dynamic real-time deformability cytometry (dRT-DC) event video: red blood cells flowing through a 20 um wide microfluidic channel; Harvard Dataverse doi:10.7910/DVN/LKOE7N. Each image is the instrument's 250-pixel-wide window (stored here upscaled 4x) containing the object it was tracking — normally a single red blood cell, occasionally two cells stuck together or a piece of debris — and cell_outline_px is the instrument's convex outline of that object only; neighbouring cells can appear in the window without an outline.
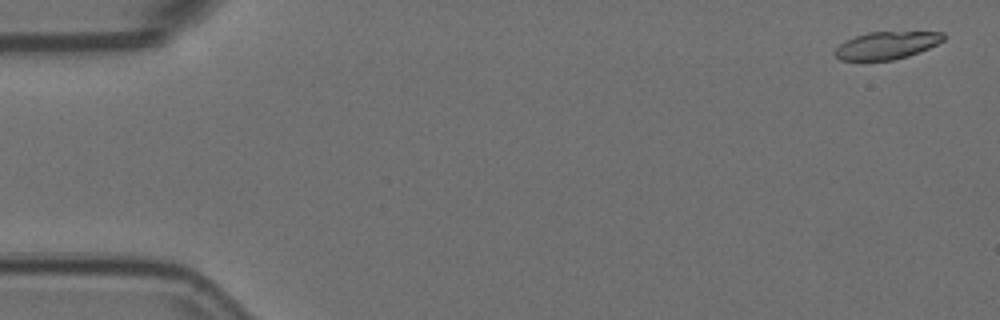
{"species": "Egyptian fruit bat (a non-hibernating species)", "species_latin": "Rousettus aegyptiacus", "temperature_condition": "room temperature", "stored_images_in_passage": 54, "camera_frame_rate_fps": 3000, "um_per_image_px": 0.085, "animal": {"sex": "female"}, "frame": {"image": 1, "passage_image": 2, "time_ms": 0.333, "image_size_px": [1000, 320], "cell_outline_px": [[944, 40], [928, 48], [908, 56], [892, 60], [840, 60], [832, 52], [840, 44], [856, 36], [868, 32], [944, 32]], "centroid_in_image_um": [75.35, 3.86], "position_along_channel_um": 9.6, "area_um2": 17.17}}
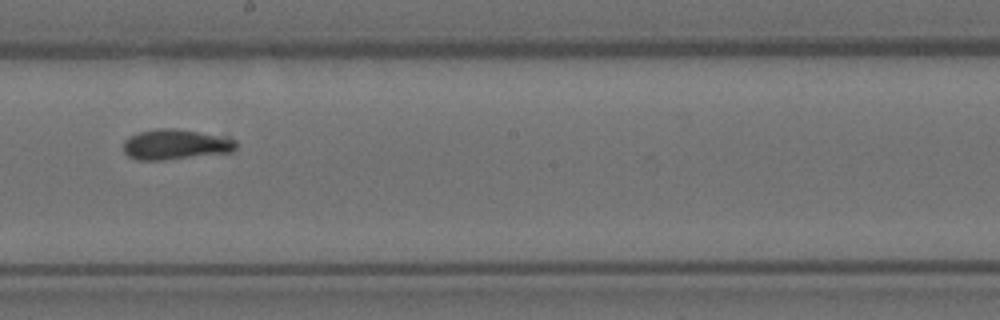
{"frame": {"image": 2, "passage_image": 32, "time_ms": 10.333, "image_size_px": [1000, 320], "cell_outline_px": [[236, 148], [232, 152], [164, 160], [136, 160], [128, 156], [124, 152], [124, 140], [128, 136], [140, 132], [156, 128], [176, 128], [228, 136], [236, 140]], "centroid_in_image_um": [14.94, 12.27], "position_along_channel_um": 233.3, "area_um2": 20.23}}
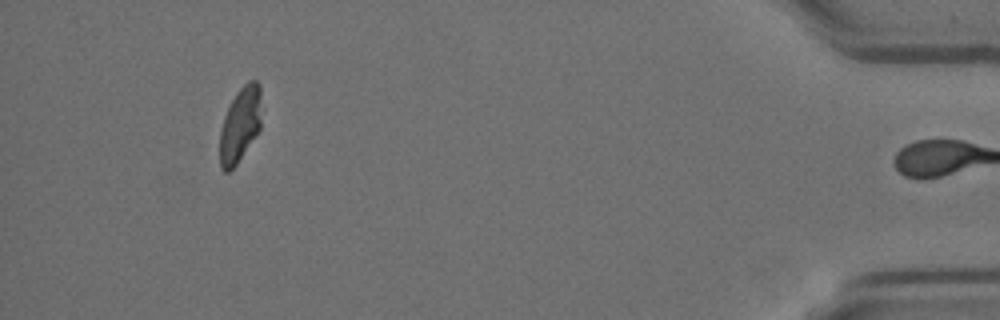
{"frame": {"image": 3, "passage_image": 53, "time_ms": 17.333, "image_size_px": [1000, 320], "cell_outline_px": [[260, 128], [236, 164], [228, 172], [224, 172], [220, 168], [220, 132], [224, 116], [236, 92], [248, 80], [256, 80], [260, 84]], "centroid_in_image_um": [20.39, 10.57], "position_along_channel_um": 414.8, "area_um2": 17.86}}